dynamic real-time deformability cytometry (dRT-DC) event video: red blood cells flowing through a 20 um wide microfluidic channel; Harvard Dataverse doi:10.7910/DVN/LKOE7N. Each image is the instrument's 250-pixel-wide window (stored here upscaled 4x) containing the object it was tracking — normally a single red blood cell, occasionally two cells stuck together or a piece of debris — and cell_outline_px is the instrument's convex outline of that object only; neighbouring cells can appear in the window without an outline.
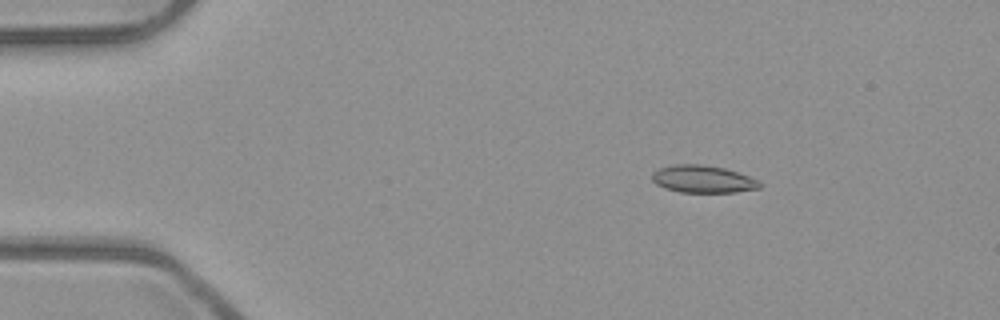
{"species": "common noctule bat (a hibernating species)", "species_latin": "Nyctalus noctula", "temperature_condition": "room temperature", "stored_images_in_passage": 4, "camera_frame_rate_fps": 3000, "um_per_image_px": 0.085, "animal": {"sex": "male", "body_mass_g": 23.1, "forearm_length_mm": 52.7}, "frame": {"image": 1, "passage_image": 3, "time_ms": 0.667, "image_size_px": [1000, 320], "cell_outline_px": [[760, 188], [736, 192], [680, 192], [664, 188], [656, 184], [652, 180], [652, 172], [660, 168], [676, 164], [700, 164], [724, 168], [760, 180]], "centroid_in_image_um": [59.73, 15.23], "position_along_channel_um": 25.3, "area_um2": 17.11}}